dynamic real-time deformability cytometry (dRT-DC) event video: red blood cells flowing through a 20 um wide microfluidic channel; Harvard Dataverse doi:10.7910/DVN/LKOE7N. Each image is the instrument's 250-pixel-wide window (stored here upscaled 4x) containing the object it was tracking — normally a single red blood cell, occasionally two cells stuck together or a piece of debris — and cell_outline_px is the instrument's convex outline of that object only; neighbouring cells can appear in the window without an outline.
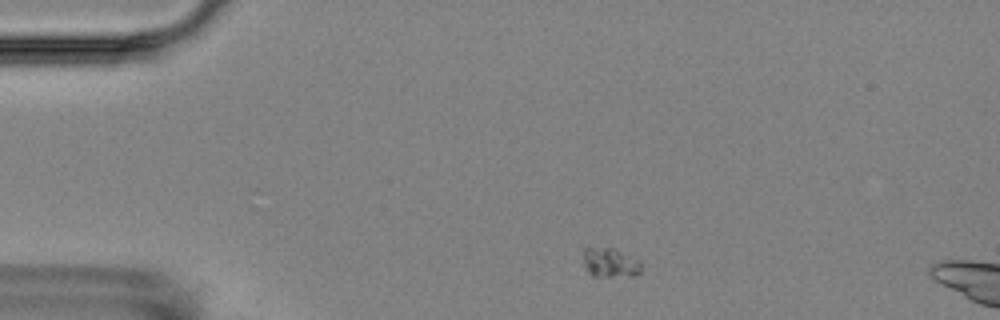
{"species": "Egyptian fruit bat (a non-hibernating species)", "species_latin": "Rousettus aegyptiacus", "temperature_condition": "room temperature", "stored_images_in_passage": 2, "camera_frame_rate_fps": 3000, "um_per_image_px": 0.085, "animal": {"sex": "female"}, "frame": {"image": 1, "passage_image": 1, "time_ms": 0.0, "image_size_px": [1000, 320], "cell_outline_px": [[640, 272], [636, 276], [592, 276], [584, 268], [580, 252], [584, 248], [616, 248], [640, 260]], "centroid_in_image_um": [51.81, 22.31], "position_along_channel_um": 33.2, "area_um2": 10.29}}